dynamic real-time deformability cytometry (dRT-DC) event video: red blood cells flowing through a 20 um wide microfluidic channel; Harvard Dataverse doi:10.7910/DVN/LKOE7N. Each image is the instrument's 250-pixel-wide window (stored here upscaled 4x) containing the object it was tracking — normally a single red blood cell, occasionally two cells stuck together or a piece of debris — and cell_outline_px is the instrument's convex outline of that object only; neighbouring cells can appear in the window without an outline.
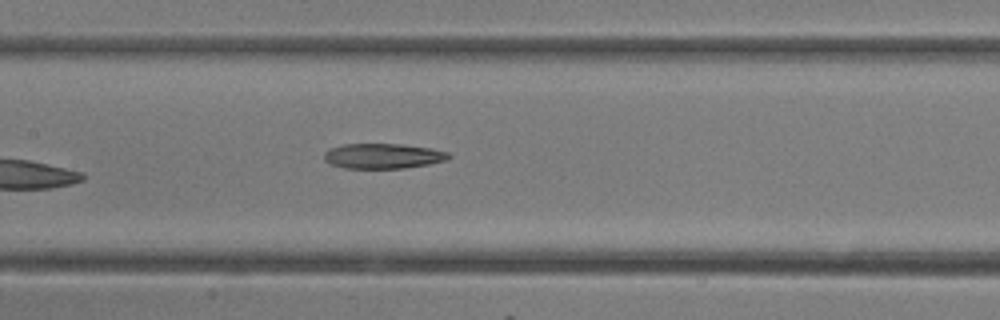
{"species": "common noctule bat (a hibernating species)", "species_latin": "Nyctalus noctula", "temperature_condition": "room temperature", "stored_images_in_passage": 14, "camera_frame_rate_fps": 3000, "um_per_image_px": 0.085, "animal": {"sex": "female"}, "frame": {"image": 1, "passage_image": 14, "time_ms": 4.333, "image_size_px": [1000, 320], "cell_outline_px": [[452, 156], [448, 160], [428, 164], [404, 168], [344, 168], [328, 164], [324, 160], [324, 152], [328, 148], [344, 144], [400, 144], [432, 148], [448, 152]], "centroid_in_image_um": [32.53, 13.26], "position_along_channel_um": 174.9, "area_um2": 18.44}}